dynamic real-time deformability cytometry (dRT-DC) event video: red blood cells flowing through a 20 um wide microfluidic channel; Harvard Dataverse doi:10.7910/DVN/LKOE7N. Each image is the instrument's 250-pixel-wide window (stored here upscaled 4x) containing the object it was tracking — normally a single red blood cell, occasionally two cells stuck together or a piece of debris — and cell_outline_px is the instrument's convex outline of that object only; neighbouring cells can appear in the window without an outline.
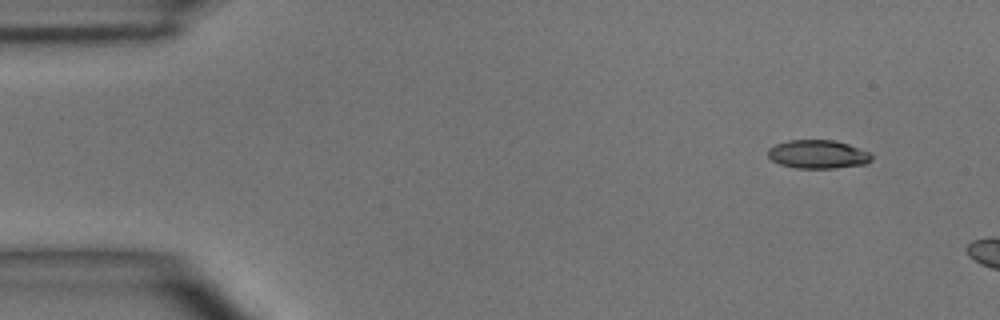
{"species": "common noctule bat (a hibernating species)", "species_latin": "Nyctalus noctula", "temperature_condition": "room temperature", "stored_images_in_passage": 3, "camera_frame_rate_fps": 3000, "um_per_image_px": 0.085, "animal": {"sex": "male", "body_mass_g": 15.6}, "frame": {"image": 1, "passage_image": 1, "time_ms": 0.0, "image_size_px": [1000, 320], "cell_outline_px": [[872, 160], [868, 164], [836, 168], [796, 168], [780, 164], [772, 160], [768, 156], [768, 148], [776, 144], [788, 140], [832, 140], [848, 144], [868, 152], [872, 156]], "centroid_in_image_um": [69.52, 13.12], "position_along_channel_um": 15.5, "area_um2": 17.22}}